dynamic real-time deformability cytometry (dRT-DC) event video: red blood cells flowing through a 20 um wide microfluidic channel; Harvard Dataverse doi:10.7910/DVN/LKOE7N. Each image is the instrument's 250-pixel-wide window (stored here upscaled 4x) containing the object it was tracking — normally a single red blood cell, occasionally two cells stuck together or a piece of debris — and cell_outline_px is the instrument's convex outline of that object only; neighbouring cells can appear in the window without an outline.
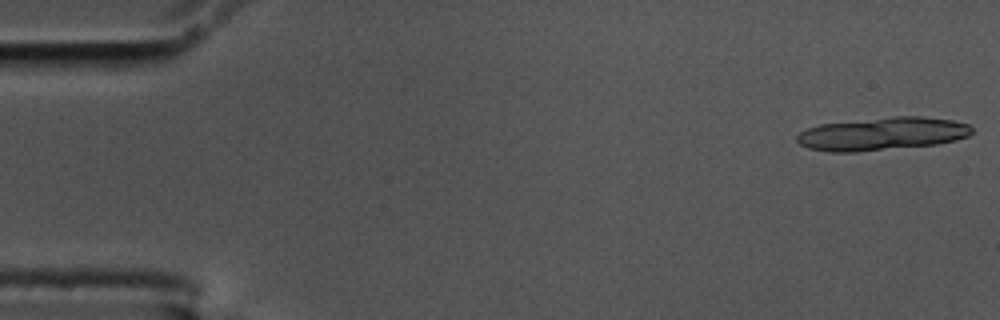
{"species": "common noctule bat (a hibernating species)", "species_latin": "Nyctalus noctula", "temperature_condition": "cold", "stored_images_in_passage": 18, "camera_frame_rate_fps": 3000, "um_per_image_px": 0.085, "animal": {"sex": "male", "body_mass_g": 17.5, "forearm_length_mm": 52.3}, "frame": {"image": 1, "passage_image": 1, "time_ms": 0.0, "image_size_px": [1000, 320], "cell_outline_px": [[972, 132], [968, 136], [956, 140], [936, 144], [856, 152], [828, 152], [808, 148], [800, 144], [796, 140], [796, 136], [800, 132], [808, 128], [820, 124], [892, 116], [924, 116], [952, 120], [968, 124], [972, 128]], "centroid_in_image_um": [74.98, 11.37], "position_along_channel_um": 10.0, "area_um2": 33.7}}